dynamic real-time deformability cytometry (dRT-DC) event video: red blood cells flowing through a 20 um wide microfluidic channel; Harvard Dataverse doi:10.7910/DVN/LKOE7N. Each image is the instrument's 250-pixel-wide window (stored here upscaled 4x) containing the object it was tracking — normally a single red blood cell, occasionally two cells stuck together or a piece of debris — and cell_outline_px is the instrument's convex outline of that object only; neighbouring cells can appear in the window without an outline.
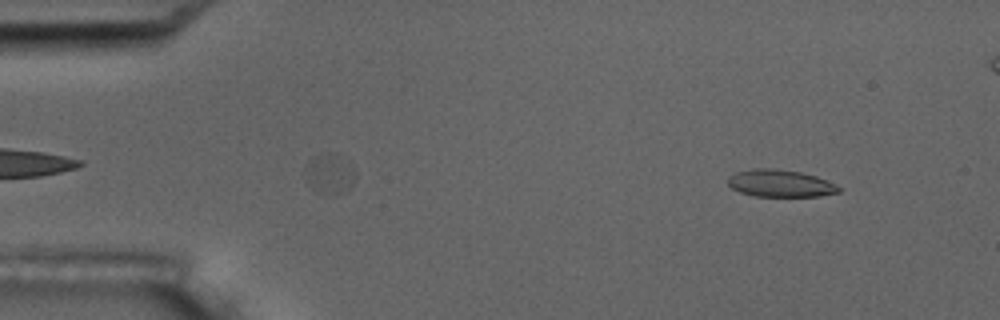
{"species": "common noctule bat (a hibernating species)", "species_latin": "Nyctalus noctula", "temperature_condition": "room temperature", "stored_images_in_passage": 5, "camera_frame_rate_fps": 3000, "um_per_image_px": 0.085, "animal": {"sex": "male", "body_mass_g": 17.5, "forearm_length_mm": 52.3}, "frame": {"image": 1, "passage_image": 5, "time_ms": 5.333, "image_size_px": [1000, 320], "cell_outline_px": [[840, 192], [820, 196], [752, 196], [740, 192], [732, 188], [728, 184], [728, 176], [736, 172], [752, 168], [776, 168], [800, 172], [816, 176], [840, 188]], "centroid_in_image_um": [66.26, 15.58], "position_along_channel_um": 18.7, "area_um2": 17.51}}